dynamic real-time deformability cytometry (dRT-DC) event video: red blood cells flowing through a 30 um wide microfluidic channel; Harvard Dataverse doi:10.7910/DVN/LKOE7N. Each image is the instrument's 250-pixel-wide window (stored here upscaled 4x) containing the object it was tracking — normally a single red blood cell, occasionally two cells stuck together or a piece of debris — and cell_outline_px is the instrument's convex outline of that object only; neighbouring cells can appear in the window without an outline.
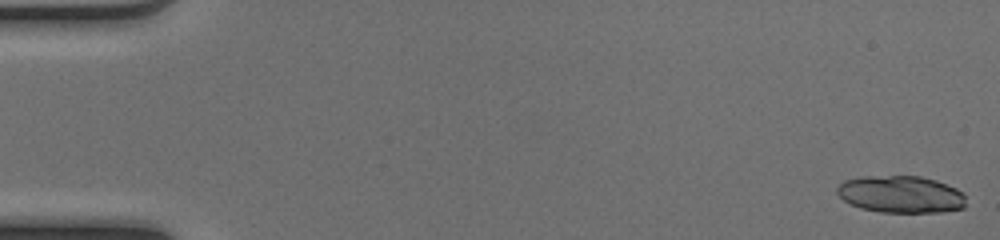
{"species": "common noctule bat (a hibernating species)", "species_latin": "Nyctalus noctula", "temperature_condition": "cold", "stored_images_in_passage": 50, "camera_frame_rate_fps": 3000, "um_per_image_px": 0.085, "animal": {"sex": "female", "body_mass_g": 17.0, "forearm_length_mm": 48.0}, "frame": {"image": 1, "passage_image": 1, "time_ms": 0.0, "image_size_px": [1000, 240], "cell_outline_px": [[964, 208], [940, 212], [880, 212], [860, 208], [844, 200], [836, 192], [836, 188], [844, 180], [864, 176], [920, 176], [936, 180], [956, 188], [964, 196]], "centroid_in_image_um": [76.55, 16.51], "position_along_channel_um": 8.5, "area_um2": 27.74}}
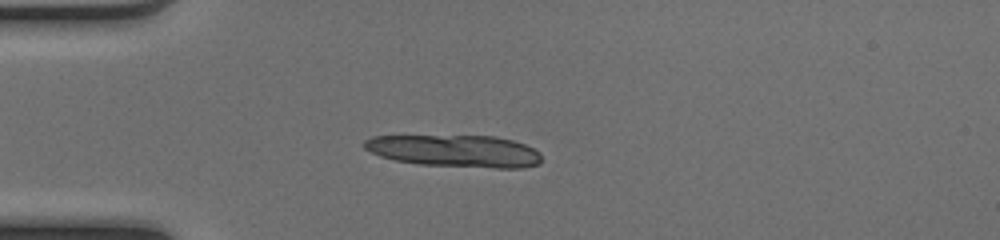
{"frame": {"image": 2, "passage_image": 14, "time_ms": 4.333, "image_size_px": [1000, 240], "cell_outline_px": [[540, 164], [524, 168], [496, 168], [420, 164], [396, 160], [380, 156], [364, 148], [364, 140], [372, 136], [496, 136], [512, 140], [524, 144], [540, 152]], "centroid_in_image_um": [38.7, 12.83], "position_along_channel_um": 46.3, "area_um2": 33.06}, "authors_computed_cell_mechanics": {"area_um2": 28.0619, "velocity_mm_per_s": 4.1049, "shape_relaxation_time_tau1_ms": null, "shape_relaxation_time_tau2_ms": 1.2622, "deformation_change_tau1": null, "deformation_change_tau2": 0.0505}}